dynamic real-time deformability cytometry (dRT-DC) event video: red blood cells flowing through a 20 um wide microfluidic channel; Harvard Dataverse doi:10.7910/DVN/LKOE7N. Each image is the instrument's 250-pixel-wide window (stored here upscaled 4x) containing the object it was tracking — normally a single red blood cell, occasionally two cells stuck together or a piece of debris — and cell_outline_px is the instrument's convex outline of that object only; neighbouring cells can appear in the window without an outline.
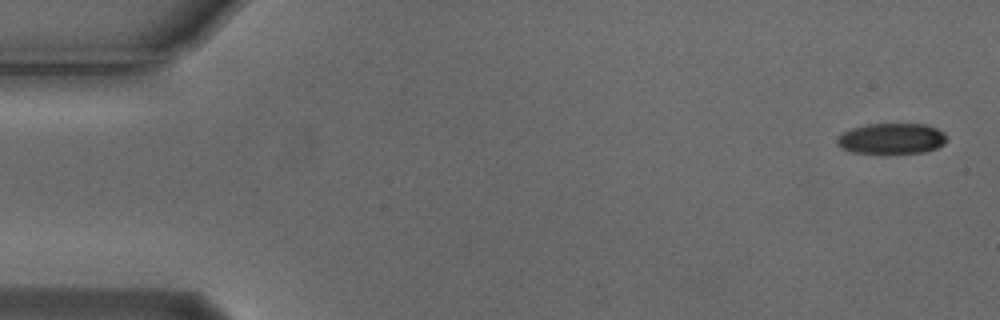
{"species": "Egyptian fruit bat (a non-hibernating species)", "species_latin": "Rousettus aegyptiacus", "temperature_condition": "cold", "stored_images_in_passage": 4, "camera_frame_rate_fps": 3000, "um_per_image_px": 0.085, "animal": {"sex": "male"}, "frame": {"image": 1, "passage_image": 1, "time_ms": 0.0, "image_size_px": [1000, 320], "cell_outline_px": [[948, 140], [944, 144], [936, 148], [924, 152], [852, 152], [840, 148], [836, 144], [836, 136], [852, 128], [868, 124], [928, 124], [944, 132], [948, 136]], "centroid_in_image_um": [75.8, 11.76], "position_along_channel_um": 9.2, "area_um2": 19.59}}
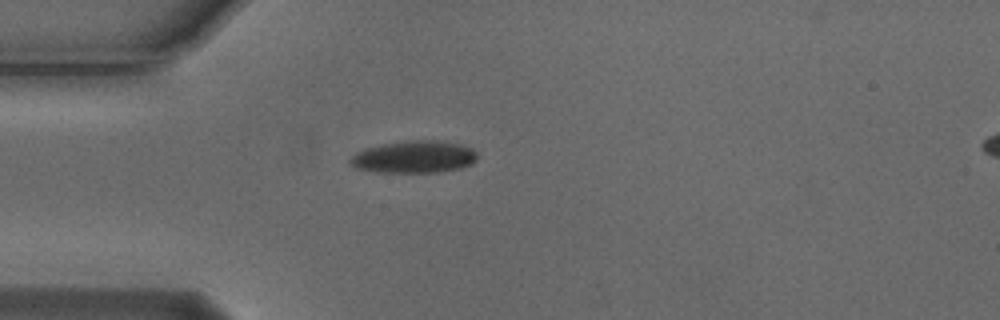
{"frame": {"image": 2, "passage_image": 4, "time_ms": 1.0, "image_size_px": [1000, 320], "cell_outline_px": [[476, 160], [472, 164], [460, 168], [440, 172], [376, 172], [356, 168], [348, 160], [356, 152], [364, 148], [384, 144], [416, 140], [436, 140], [460, 144], [472, 148], [476, 152]], "centroid_in_image_um": [35.2, 13.34], "position_along_channel_um": 49.8, "area_um2": 23.76}}